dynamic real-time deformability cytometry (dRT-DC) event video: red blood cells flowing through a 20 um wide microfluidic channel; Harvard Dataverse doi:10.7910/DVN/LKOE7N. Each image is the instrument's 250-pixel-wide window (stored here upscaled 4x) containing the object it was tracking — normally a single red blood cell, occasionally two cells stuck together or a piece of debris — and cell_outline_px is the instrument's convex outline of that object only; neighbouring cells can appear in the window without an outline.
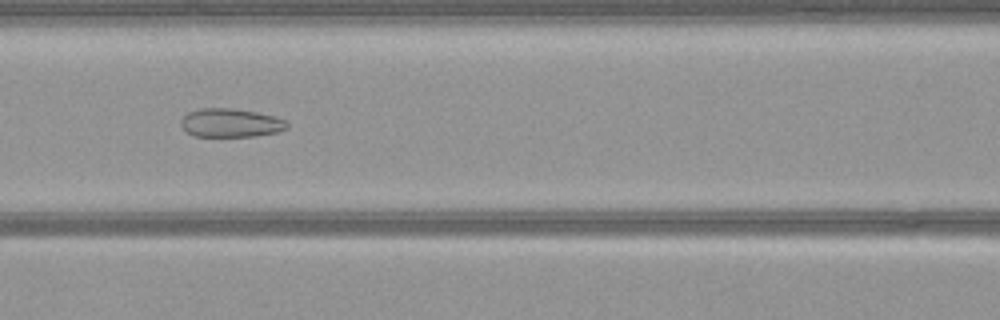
{"species": "common noctule bat (a hibernating species)", "species_latin": "Nyctalus noctula", "temperature_condition": "warm", "stored_images_in_passage": 52, "camera_frame_rate_fps": 3000, "um_per_image_px": 0.085, "animal": {"sex": "female", "body_mass_g": 21.9}, "frame": {"image": 1, "passage_image": 22, "time_ms": 7.0, "image_size_px": [1000, 320], "cell_outline_px": [[288, 128], [276, 132], [256, 136], [192, 136], [180, 124], [180, 120], [188, 112], [200, 108], [232, 108], [256, 112], [276, 116], [288, 120]], "centroid_in_image_um": [19.63, 10.44], "position_along_channel_um": 147.0, "area_um2": 17.8}}
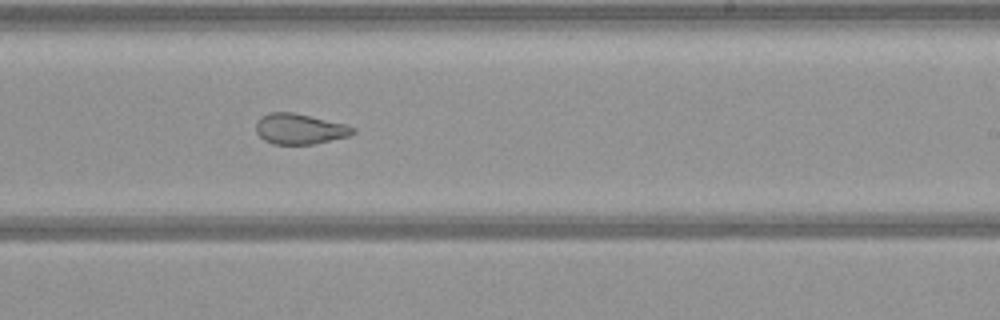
{"frame": {"image": 2, "passage_image": 31, "time_ms": 10.0, "image_size_px": [1000, 320], "cell_outline_px": [[356, 132], [348, 136], [312, 144], [272, 144], [264, 140], [256, 132], [256, 124], [264, 116], [272, 112], [292, 112], [348, 124], [356, 128]], "centroid_in_image_um": [25.51, 10.96], "position_along_channel_um": 263.5, "area_um2": 17.11}}
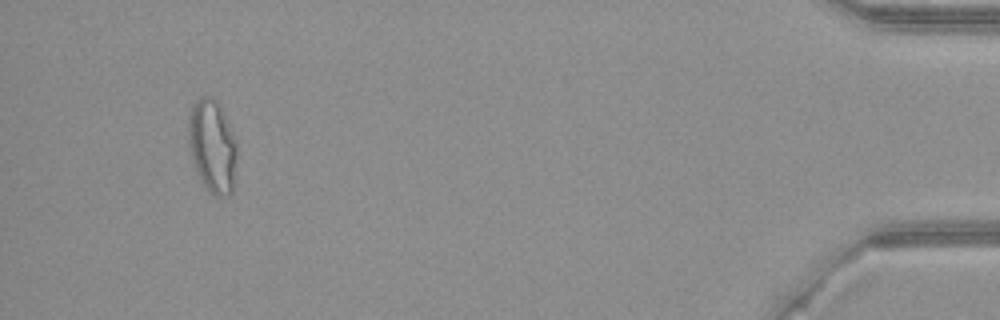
{"frame": {"image": 3, "passage_image": 49, "time_ms": 16.0, "image_size_px": [1000, 320], "cell_outline_px": [[236, 164], [232, 192], [228, 196], [216, 196], [200, 180], [196, 172], [192, 160], [188, 144], [188, 120], [192, 104], [200, 96], [216, 96], [236, 140]], "centroid_in_image_um": [18.03, 12.38], "position_along_channel_um": 417.2, "area_um2": 26.59}}